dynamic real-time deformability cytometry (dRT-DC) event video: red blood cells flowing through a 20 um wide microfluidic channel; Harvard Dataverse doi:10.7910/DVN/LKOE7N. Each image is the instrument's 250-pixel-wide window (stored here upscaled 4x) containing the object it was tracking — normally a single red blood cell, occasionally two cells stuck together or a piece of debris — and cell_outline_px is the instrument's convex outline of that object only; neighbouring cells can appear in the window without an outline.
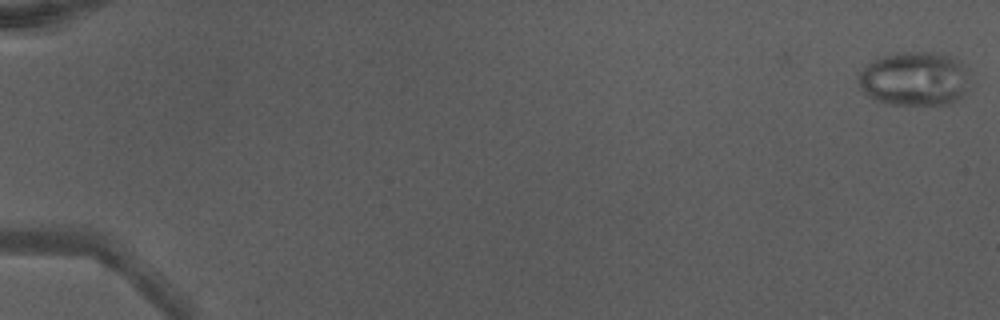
{"species": "Egyptian fruit bat (a non-hibernating species)", "species_latin": "Rousettus aegyptiacus", "temperature_condition": "warm", "stored_images_in_passage": 18, "camera_frame_rate_fps": 3000, "um_per_image_px": 0.085, "animal": {"sex": "male"}, "frame": {"image": 1, "passage_image": 1, "time_ms": 0.0, "image_size_px": [1000, 320], "cell_outline_px": [[968, 68], [964, 92], [956, 100], [948, 104], [888, 104], [872, 100], [860, 88], [860, 72], [872, 60], [880, 56], [896, 52], [932, 52], [952, 56], [964, 64]], "centroid_in_image_um": [77.71, 6.68], "position_along_channel_um": 7.3, "area_um2": 35.03}}